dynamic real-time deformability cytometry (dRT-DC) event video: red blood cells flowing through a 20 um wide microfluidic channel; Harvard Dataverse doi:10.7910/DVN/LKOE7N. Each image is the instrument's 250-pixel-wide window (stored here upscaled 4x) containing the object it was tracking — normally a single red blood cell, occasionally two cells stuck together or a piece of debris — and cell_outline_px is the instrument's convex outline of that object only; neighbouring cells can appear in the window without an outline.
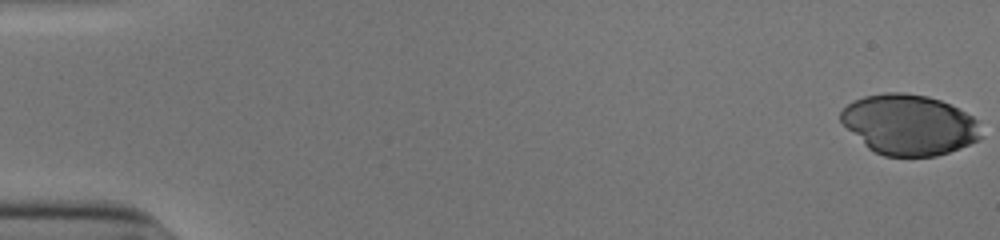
{"species": "human", "species_latin": "Homo sapiens", "temperature_condition": "cold", "stored_images_in_passage": 53, "camera_frame_rate_fps": 3000, "um_per_image_px": 0.085, "donor": {"sex": "male"}, "frame": {"image": 1, "passage_image": 1, "time_ms": 0.0, "image_size_px": [1000, 240], "cell_outline_px": [[984, 136], [980, 140], [960, 148], [936, 156], [884, 156], [868, 148], [840, 120], [840, 112], [852, 100], [864, 96], [884, 92], [904, 92], [928, 96], [940, 100], [972, 116], [976, 120]], "centroid_in_image_um": [77.29, 10.59], "position_along_channel_um": 7.7, "area_um2": 49.3}}